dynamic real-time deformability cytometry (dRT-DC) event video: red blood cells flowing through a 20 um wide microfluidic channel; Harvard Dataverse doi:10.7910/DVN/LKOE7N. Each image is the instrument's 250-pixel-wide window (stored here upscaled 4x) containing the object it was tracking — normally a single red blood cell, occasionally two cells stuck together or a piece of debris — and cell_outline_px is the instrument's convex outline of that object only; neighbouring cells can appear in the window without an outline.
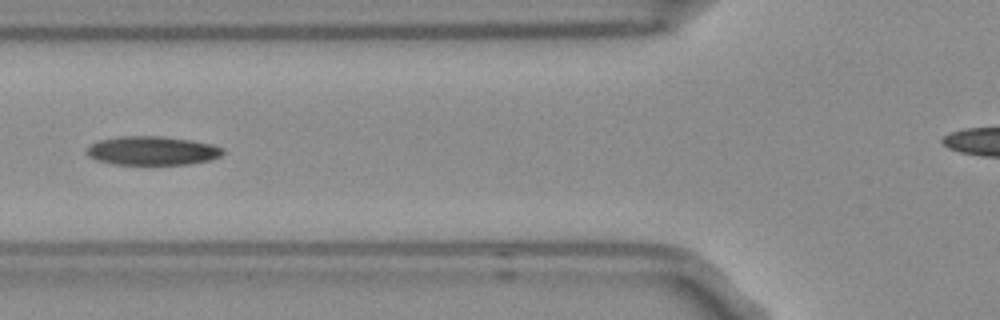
{"species": "Egyptian fruit bat (a non-hibernating species)", "species_latin": "Rousettus aegyptiacus", "temperature_condition": "room temperature", "stored_images_in_passage": 5, "camera_frame_rate_fps": 3000, "um_per_image_px": 0.085, "frame": {"image": 1, "passage_image": 5, "time_ms": 1.333, "image_size_px": [1000, 320], "cell_outline_px": [[224, 152], [220, 156], [212, 160], [188, 164], [116, 164], [96, 160], [88, 156], [88, 148], [92, 144], [100, 140], [120, 136], [160, 136], [188, 140], [212, 144], [224, 148]], "centroid_in_image_um": [12.98, 12.81], "position_along_channel_um": 112.8, "area_um2": 22.66}}